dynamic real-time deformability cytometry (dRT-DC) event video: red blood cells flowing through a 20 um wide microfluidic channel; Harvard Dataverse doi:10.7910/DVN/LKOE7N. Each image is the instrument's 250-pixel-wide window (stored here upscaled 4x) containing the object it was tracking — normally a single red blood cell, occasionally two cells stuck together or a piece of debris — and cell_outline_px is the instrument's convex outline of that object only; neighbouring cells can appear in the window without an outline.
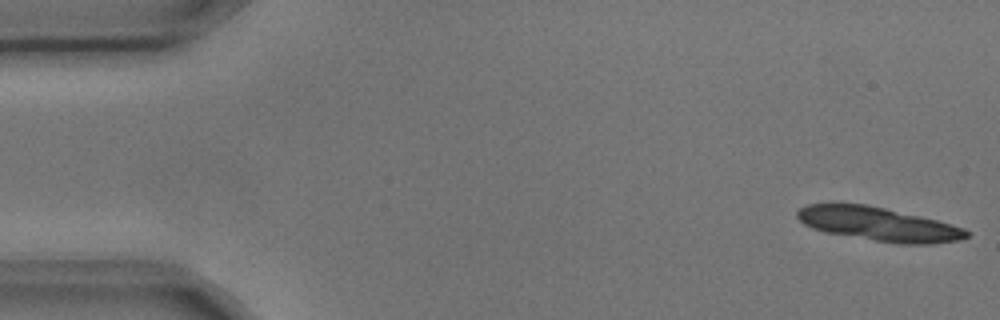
{"species": "common noctule bat (a hibernating species)", "species_latin": "Nyctalus noctula", "temperature_condition": "cold", "stored_images_in_passage": 4, "camera_frame_rate_fps": 3000, "um_per_image_px": 0.085, "animal": {"sex": "male", "body_mass_g": 17.9, "forearm_length_mm": 54.2}, "frame": {"image": 1, "passage_image": 1, "time_ms": 0.0, "image_size_px": [1000, 320], "cell_outline_px": [[968, 236], [956, 240], [932, 244], [896, 244], [824, 232], [812, 228], [804, 224], [796, 216], [796, 212], [800, 208], [808, 204], [832, 200], [864, 204], [884, 208], [920, 216], [936, 220], [964, 228], [968, 232]], "centroid_in_image_um": [74.55, 19.01], "position_along_channel_um": 10.5, "area_um2": 33.81}}